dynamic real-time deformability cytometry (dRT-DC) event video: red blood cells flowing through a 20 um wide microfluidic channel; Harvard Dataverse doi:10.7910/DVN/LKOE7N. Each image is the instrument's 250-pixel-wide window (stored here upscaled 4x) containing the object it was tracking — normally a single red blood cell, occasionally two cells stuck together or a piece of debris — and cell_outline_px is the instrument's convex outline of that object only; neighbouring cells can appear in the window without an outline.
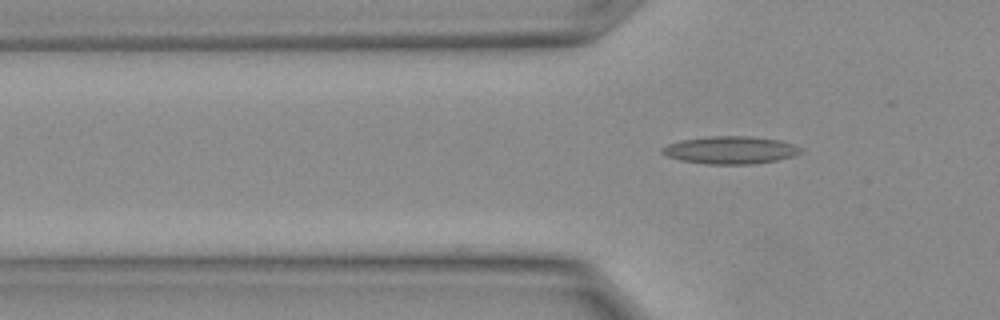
{"species": "Egyptian fruit bat (a non-hibernating species)", "species_latin": "Rousettus aegyptiacus", "temperature_condition": "warm", "stored_images_in_passage": 2, "camera_frame_rate_fps": 3000, "um_per_image_px": 0.085, "animal": {"sex": "female"}, "frame": {"image": 1, "passage_image": 2, "time_ms": 0.333, "image_size_px": [1000, 320], "cell_outline_px": [[804, 152], [792, 156], [776, 160], [752, 164], [704, 164], [680, 160], [668, 156], [660, 152], [660, 148], [668, 144], [680, 140], [708, 136], [752, 136], [780, 140], [804, 148]], "centroid_in_image_um": [62.08, 12.75], "position_along_channel_um": 63.7, "area_um2": 22.48}}